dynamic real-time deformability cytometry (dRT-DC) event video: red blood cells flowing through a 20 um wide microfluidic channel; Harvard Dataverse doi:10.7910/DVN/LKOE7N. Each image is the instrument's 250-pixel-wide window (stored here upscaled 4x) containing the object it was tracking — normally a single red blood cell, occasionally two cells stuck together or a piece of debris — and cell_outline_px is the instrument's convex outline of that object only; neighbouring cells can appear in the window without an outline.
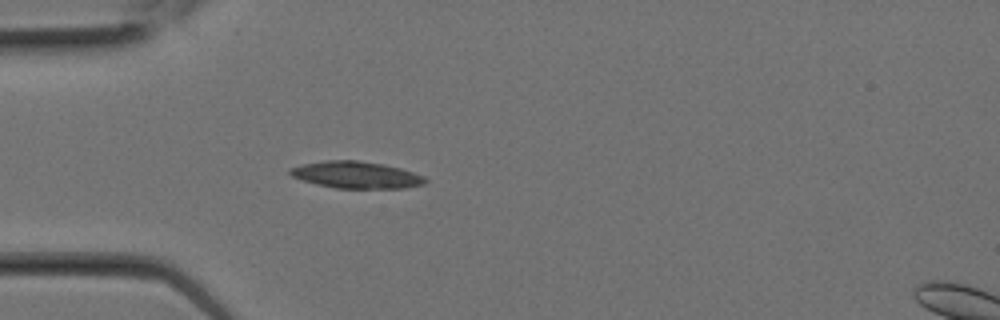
{"species": "Egyptian fruit bat (a non-hibernating species)", "species_latin": "Rousettus aegyptiacus", "temperature_condition": "room temperature", "stored_images_in_passage": 2, "camera_frame_rate_fps": 3000, "um_per_image_px": 0.085, "animal": {"sex": "female"}, "frame": {"image": 1, "passage_image": 1, "time_ms": 0.0, "image_size_px": [1000, 320], "cell_outline_px": [[428, 180], [424, 184], [404, 188], [336, 188], [316, 184], [292, 176], [288, 172], [288, 168], [300, 164], [328, 160], [356, 160], [384, 164], [400, 168], [424, 176]], "centroid_in_image_um": [30.26, 14.86], "position_along_channel_um": 54.7, "area_um2": 21.15}}